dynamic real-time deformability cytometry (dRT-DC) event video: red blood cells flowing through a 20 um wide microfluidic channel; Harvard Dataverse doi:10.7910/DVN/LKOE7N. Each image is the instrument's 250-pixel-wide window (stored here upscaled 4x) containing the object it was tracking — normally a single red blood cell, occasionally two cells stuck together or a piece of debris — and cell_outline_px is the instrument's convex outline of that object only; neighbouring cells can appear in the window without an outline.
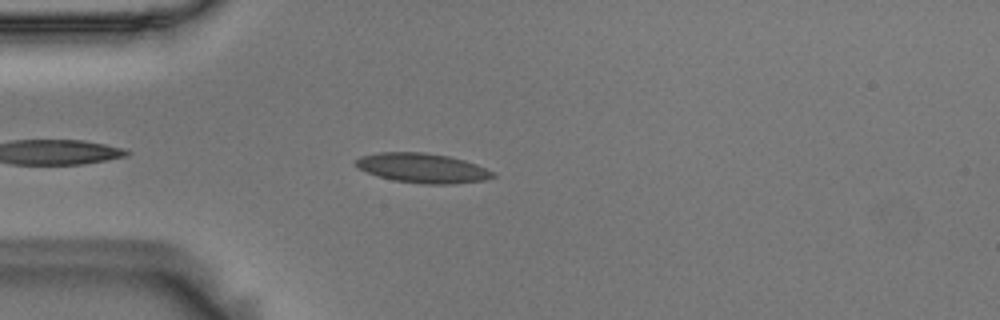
{"species": "Egyptian fruit bat (a non-hibernating species)", "species_latin": "Rousettus aegyptiacus", "temperature_condition": "room temperature", "stored_images_in_passage": 29, "camera_frame_rate_fps": 3000, "um_per_image_px": 0.085, "animal": {"sex": "male"}, "frame": {"image": 1, "passage_image": 4, "time_ms": 1.0, "image_size_px": [1000, 320], "cell_outline_px": [[496, 176], [484, 180], [452, 184], [424, 184], [392, 180], [368, 172], [360, 168], [356, 164], [356, 160], [360, 156], [380, 152], [424, 152], [448, 156], [464, 160], [476, 164], [496, 172]], "centroid_in_image_um": [35.96, 14.28], "position_along_channel_um": 49.0, "area_um2": 23.52}}
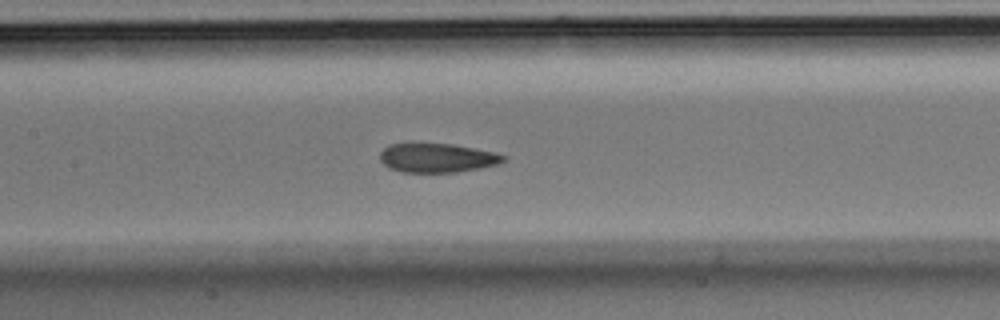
{"frame": {"image": 2, "passage_image": 15, "time_ms": 4.667, "image_size_px": [1000, 320], "cell_outline_px": [[508, 156], [504, 160], [496, 164], [480, 168], [456, 172], [400, 172], [388, 168], [380, 160], [380, 152], [388, 144], [408, 140], [412, 140], [452, 144], [496, 152]], "centroid_in_image_um": [37.07, 13.36], "position_along_channel_um": 170.3, "area_um2": 21.85}}
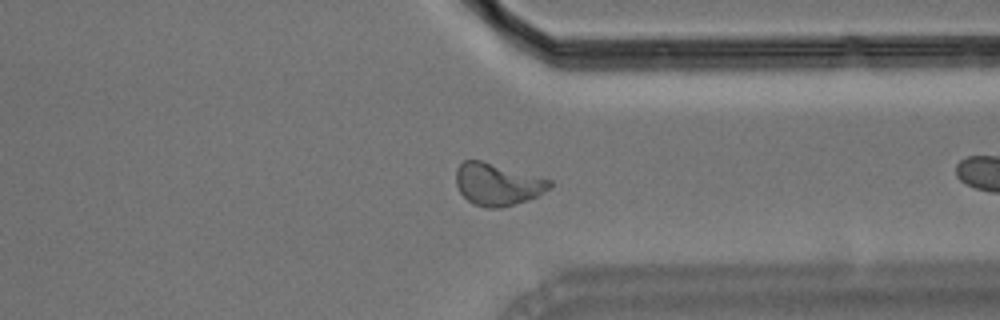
{"frame": {"image": 3, "passage_image": 28, "time_ms": 9.0, "image_size_px": [1000, 320], "cell_outline_px": [[552, 184], [544, 192], [536, 196], [500, 208], [488, 208], [472, 204], [460, 192], [456, 184], [456, 168], [464, 160], [480, 160], [552, 180]], "centroid_in_image_um": [42.24, 15.66], "position_along_channel_um": 369.2, "area_um2": 22.66}}